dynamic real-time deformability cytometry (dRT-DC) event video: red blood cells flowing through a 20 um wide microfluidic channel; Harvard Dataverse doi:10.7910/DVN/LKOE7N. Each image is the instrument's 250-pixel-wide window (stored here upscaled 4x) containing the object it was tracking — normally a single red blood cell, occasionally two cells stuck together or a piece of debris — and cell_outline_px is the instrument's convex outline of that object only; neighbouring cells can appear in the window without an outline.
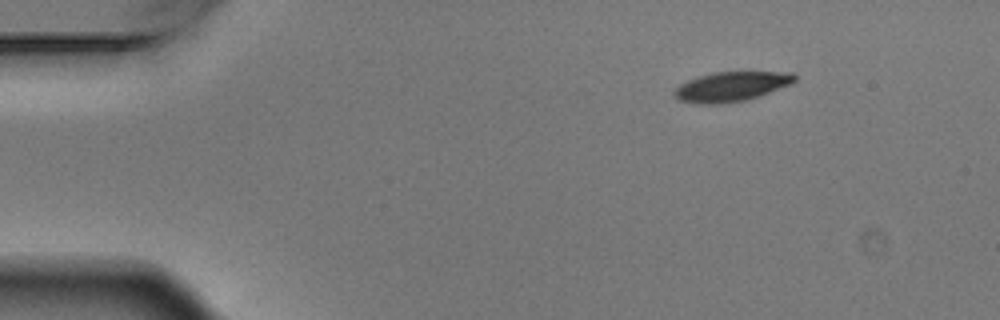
{"species": "Egyptian fruit bat (a non-hibernating species)", "species_latin": "Rousettus aegyptiacus", "temperature_condition": "warm", "stored_images_in_passage": 5, "segment_of_instrument_passage": [2, 2], "camera_frame_rate_fps": 3000, "um_per_image_px": 0.085, "animal": {"sex": "male"}, "frame": {"image": 1, "passage_image": 5, "time_ms": 1.333, "image_size_px": [1000, 320], "cell_outline_px": [[796, 80], [792, 84], [760, 96], [748, 100], [720, 104], [696, 104], [680, 100], [672, 96], [672, 92], [680, 84], [688, 80], [700, 76], [716, 72], [792, 72], [796, 76]], "centroid_in_image_um": [62.17, 7.37], "position_along_channel_um": 22.8, "area_um2": 20.98}}